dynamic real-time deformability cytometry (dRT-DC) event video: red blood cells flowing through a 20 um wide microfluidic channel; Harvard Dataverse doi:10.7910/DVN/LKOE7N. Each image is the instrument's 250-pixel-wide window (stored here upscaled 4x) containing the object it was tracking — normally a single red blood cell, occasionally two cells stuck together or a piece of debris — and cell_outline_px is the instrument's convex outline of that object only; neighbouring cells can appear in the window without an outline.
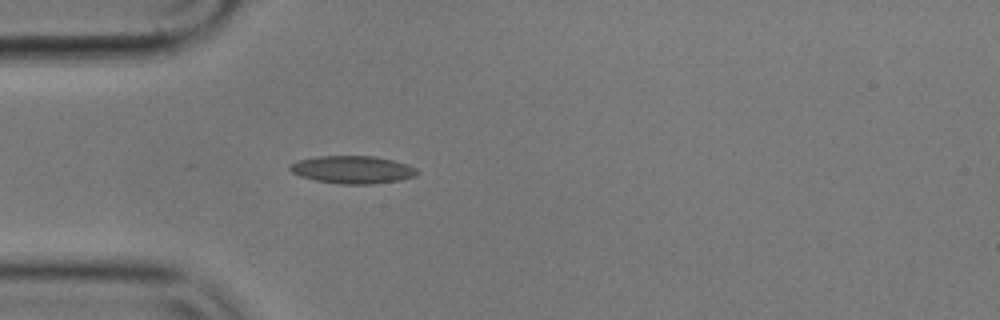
{"species": "common noctule bat (a hibernating species)", "species_latin": "Nyctalus noctula", "temperature_condition": "cold", "stored_images_in_passage": 41, "camera_frame_rate_fps": 3000, "um_per_image_px": 0.085, "animal": {"sex": "male", "body_mass_g": 17.9}, "frame": {"image": 1, "passage_image": 1, "time_ms": 0.0, "image_size_px": [1000, 320], "cell_outline_px": [[416, 176], [400, 180], [372, 184], [340, 184], [316, 180], [300, 176], [292, 172], [288, 168], [288, 164], [300, 160], [320, 156], [376, 156], [392, 160], [416, 168]], "centroid_in_image_um": [29.94, 14.42], "position_along_channel_um": 55.1, "area_um2": 20.35}}
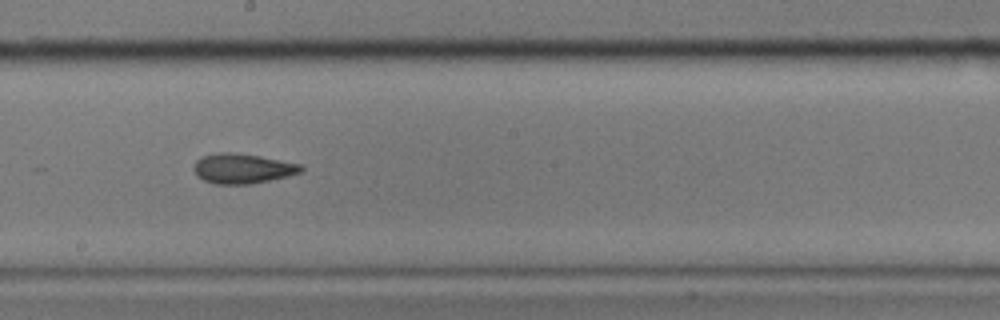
{"frame": {"image": 2, "passage_image": 16, "time_ms": 5.0, "image_size_px": [1000, 320], "cell_outline_px": [[304, 168], [300, 172], [288, 176], [248, 184], [216, 184], [204, 180], [196, 176], [192, 168], [196, 160], [200, 156], [216, 152], [236, 152], [260, 156], [300, 164]], "centroid_in_image_um": [20.55, 14.31], "position_along_channel_um": 227.7, "area_um2": 18.79}}
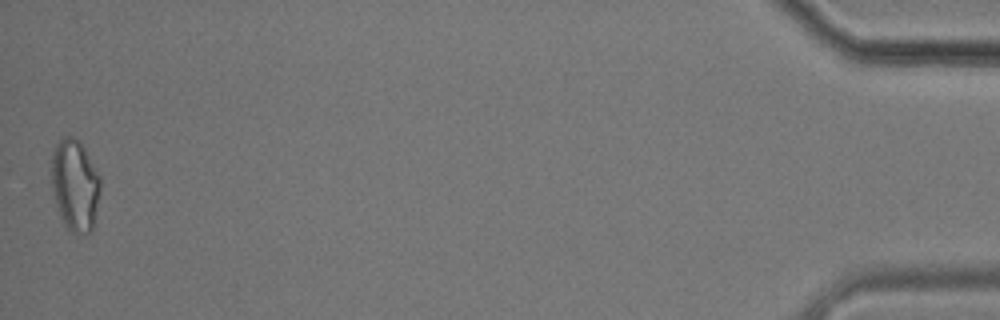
{"frame": {"image": 3, "passage_image": 41, "time_ms": 13.333, "image_size_px": [1000, 320], "cell_outline_px": [[100, 188], [92, 232], [72, 232], [64, 224], [56, 204], [52, 188], [52, 152], [60, 136], [72, 136], [80, 140], [100, 176]], "centroid_in_image_um": [6.37, 15.68], "position_along_channel_um": 428.8, "area_um2": 25.95}, "authors_computed_cell_mechanics": {"area_um2": 19.074, "velocity_mm_per_s": 3.5408, "shape_relaxation_time_tau1_ms": 5.1589, "shape_relaxation_time_tau2_ms": 4.2124, "deformation_change_tau1": 0.1164, "deformation_change_tau2": 0.1153}}